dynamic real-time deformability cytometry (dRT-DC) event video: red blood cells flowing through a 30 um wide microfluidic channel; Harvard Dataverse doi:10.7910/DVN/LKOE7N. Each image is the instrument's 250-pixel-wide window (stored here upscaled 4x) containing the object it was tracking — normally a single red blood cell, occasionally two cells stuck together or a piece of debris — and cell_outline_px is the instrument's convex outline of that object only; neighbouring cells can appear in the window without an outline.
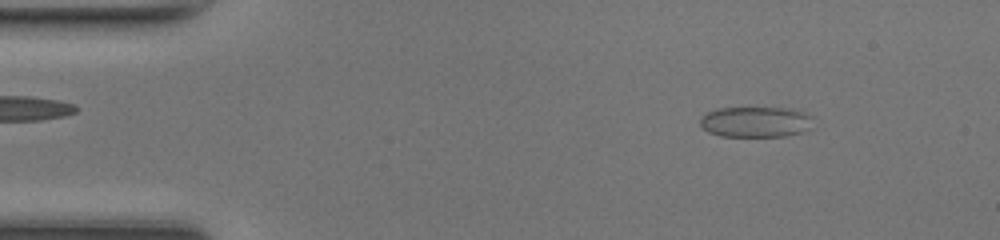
{"species": "common noctule bat (a hibernating species)", "species_latin": "Nyctalus noctula", "temperature_condition": "room temperature", "stored_images_in_passage": 47, "camera_frame_rate_fps": 3000, "um_per_image_px": 0.085, "animal": {"sex": "female", "body_mass_g": 17.0, "forearm_length_mm": 48.0}, "frame": {"image": 1, "passage_image": 5, "time_ms": 1.333, "image_size_px": [1000, 240], "cell_outline_px": [[816, 116], [812, 128], [804, 132], [788, 136], [720, 136], [708, 132], [700, 124], [700, 116], [716, 108], [792, 108]], "centroid_in_image_um": [64.32, 10.36], "position_along_channel_um": 20.7, "area_um2": 20.69}}
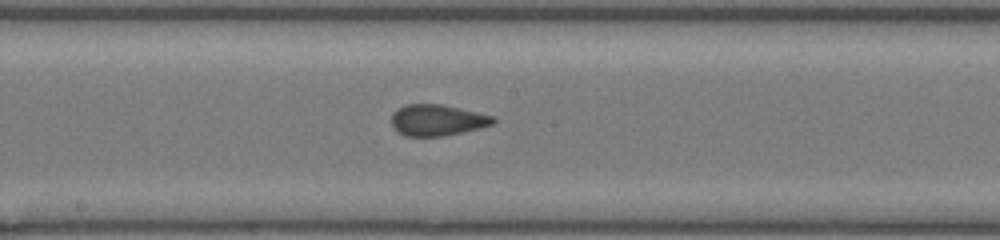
{"frame": {"image": 2, "passage_image": 24, "time_ms": 7.667, "image_size_px": [1000, 240], "cell_outline_px": [[496, 120], [492, 124], [480, 128], [444, 136], [404, 136], [396, 132], [392, 128], [392, 112], [396, 108], [404, 104], [440, 104], [476, 112], [492, 116]], "centroid_in_image_um": [37.09, 10.21], "position_along_channel_um": 211.1, "area_um2": 18.55}}
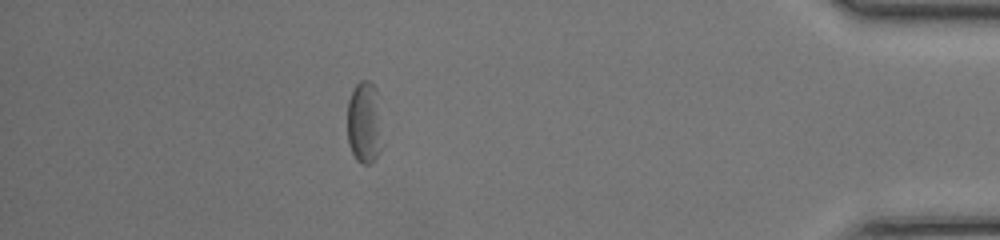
{"frame": {"image": 3, "passage_image": 41, "time_ms": 13.333, "image_size_px": [1000, 240], "cell_outline_px": [[384, 144], [376, 160], [372, 164], [360, 164], [356, 160], [348, 144], [348, 100], [356, 84], [360, 80], [368, 80], [376, 88]], "centroid_in_image_um": [31.0, 10.49], "position_along_channel_um": 404.2, "area_um2": 17.28}, "authors_computed_cell_mechanics": {"area_um2": 18.5538, "velocity_mm_per_s": 4.3153, "shape_relaxation_time_tau1_ms": 5.7075, "shape_relaxation_time_tau2_ms": 1.2048, "deformation_change_tau1": 0.1191, "deformation_change_tau2": 0.0636}}